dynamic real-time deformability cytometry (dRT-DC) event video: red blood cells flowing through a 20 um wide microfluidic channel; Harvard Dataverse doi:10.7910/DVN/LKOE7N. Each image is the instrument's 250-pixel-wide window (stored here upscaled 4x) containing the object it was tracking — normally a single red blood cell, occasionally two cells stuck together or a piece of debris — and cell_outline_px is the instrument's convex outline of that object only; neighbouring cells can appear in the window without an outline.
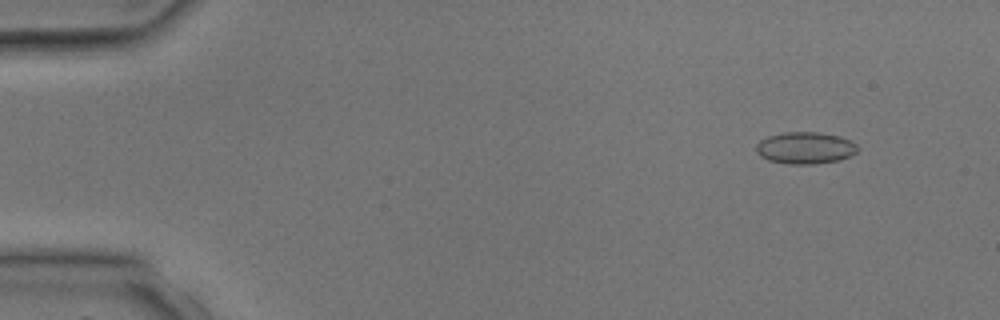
{"species": "common noctule bat (a hibernating species)", "species_latin": "Nyctalus noctula", "temperature_condition": "room temperature", "stored_images_in_passage": 3, "camera_frame_rate_fps": 3000, "um_per_image_px": 0.085, "animal": {"sex": "male", "body_mass_g": 17.9, "forearm_length_mm": 54.2}, "frame": {"image": 1, "passage_image": 1, "time_ms": 0.0, "image_size_px": [1000, 320], "cell_outline_px": [[860, 148], [856, 152], [840, 160], [812, 164], [788, 164], [768, 160], [760, 156], [756, 152], [756, 144], [760, 140], [768, 136], [784, 132], [816, 132], [840, 136], [856, 144]], "centroid_in_image_um": [68.42, 12.57], "position_along_channel_um": 16.6, "area_um2": 18.84}}
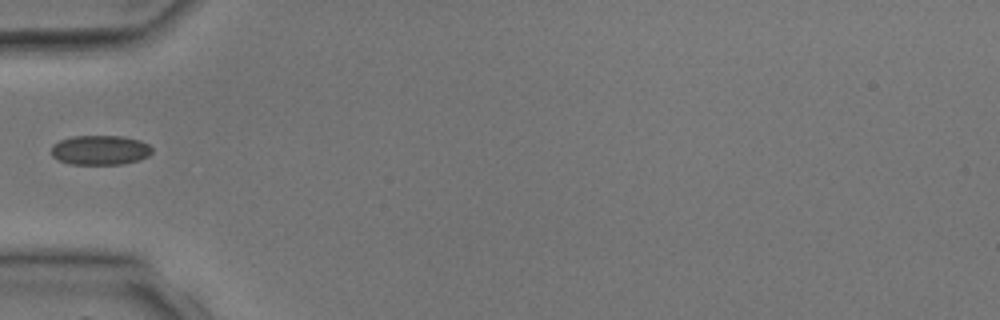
{"frame": {"image": 2, "passage_image": 3, "time_ms": 3.333, "image_size_px": [1000, 320], "cell_outline_px": [[152, 152], [148, 156], [140, 160], [120, 164], [68, 164], [52, 156], [52, 144], [60, 140], [72, 136], [120, 136], [140, 140], [148, 144], [152, 148]], "centroid_in_image_um": [8.51, 12.75], "position_along_channel_um": 76.5, "area_um2": 17.4}}